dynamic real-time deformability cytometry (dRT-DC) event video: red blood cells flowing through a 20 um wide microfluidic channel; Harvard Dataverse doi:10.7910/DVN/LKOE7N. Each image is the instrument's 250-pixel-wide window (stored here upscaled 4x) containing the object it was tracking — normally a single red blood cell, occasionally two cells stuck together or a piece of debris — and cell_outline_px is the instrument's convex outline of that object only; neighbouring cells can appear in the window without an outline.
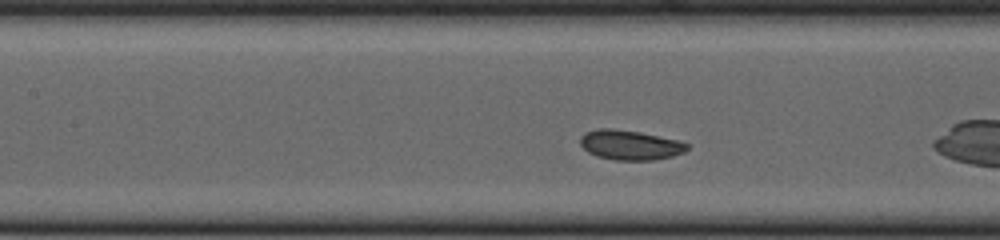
{"species": "common noctule bat (a hibernating species)", "species_latin": "Nyctalus noctula", "temperature_condition": "cold", "stored_images_in_passage": 30, "camera_frame_rate_fps": 3000, "um_per_image_px": 0.085, "animal": {"sex": "female", "body_mass_g": 23.0, "forearm_length_mm": 53.4}, "frame": {"image": 1, "passage_image": 9, "time_ms": 2.667, "image_size_px": [1000, 240], "cell_outline_px": [[688, 148], [684, 152], [672, 156], [656, 160], [616, 160], [596, 156], [588, 152], [580, 144], [580, 136], [584, 132], [600, 128], [612, 128], [640, 132], [676, 140], [688, 144]], "centroid_in_image_um": [53.52, 12.32], "position_along_channel_um": 153.9, "area_um2": 18.5}}
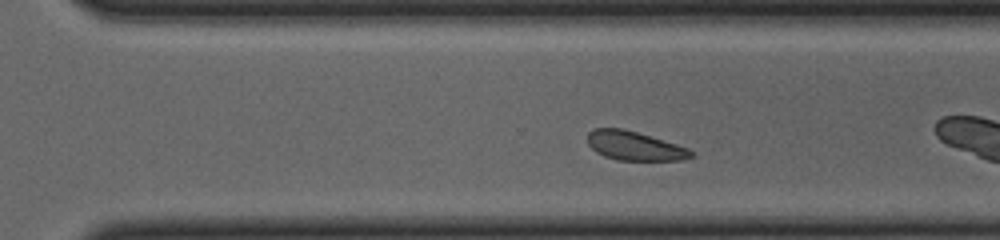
{"frame": {"image": 2, "passage_image": 22, "time_ms": 7.0, "image_size_px": [1000, 240], "cell_outline_px": [[696, 156], [684, 160], [616, 160], [604, 156], [596, 152], [588, 144], [588, 132], [592, 128], [620, 128], [636, 132], [676, 144], [688, 148], [696, 152]], "centroid_in_image_um": [53.96, 12.41], "position_along_channel_um": 316.6, "area_um2": 17.57}, "authors_computed_cell_mechanics": {"area_um2": 18.2937, "velocity_mm_per_s": 3.7641, "shape_relaxation_time_tau1_ms": 1.1832, "shape_relaxation_time_tau2_ms": null, "deformation_change_tau1": 0.0486, "deformation_change_tau2": null}}